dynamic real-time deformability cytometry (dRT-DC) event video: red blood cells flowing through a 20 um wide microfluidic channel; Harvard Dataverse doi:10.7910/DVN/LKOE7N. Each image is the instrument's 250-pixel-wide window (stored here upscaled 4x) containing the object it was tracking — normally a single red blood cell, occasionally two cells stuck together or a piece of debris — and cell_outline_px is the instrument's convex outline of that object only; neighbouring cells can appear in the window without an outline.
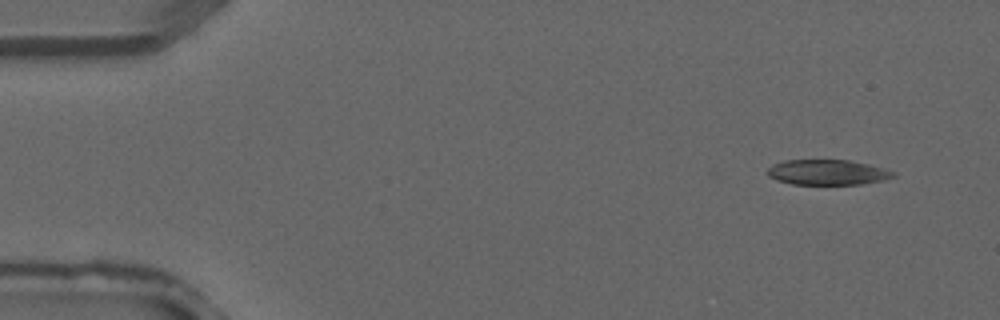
{"species": "common noctule bat (a hibernating species)", "species_latin": "Nyctalus noctula", "temperature_condition": "warm", "stored_images_in_passage": 3, "camera_frame_rate_fps": 3000, "um_per_image_px": 0.085, "animal": {"sex": "male", "forearm_length_mm": 52.5}, "frame": {"image": 1, "passage_image": 1, "time_ms": 0.0, "image_size_px": [1000, 320], "cell_outline_px": [[896, 176], [884, 180], [860, 184], [792, 184], [776, 180], [768, 176], [768, 168], [772, 164], [784, 160], [848, 160], [868, 164], [896, 172]], "centroid_in_image_um": [70.33, 14.64], "position_along_channel_um": 14.7, "area_um2": 18.5}}